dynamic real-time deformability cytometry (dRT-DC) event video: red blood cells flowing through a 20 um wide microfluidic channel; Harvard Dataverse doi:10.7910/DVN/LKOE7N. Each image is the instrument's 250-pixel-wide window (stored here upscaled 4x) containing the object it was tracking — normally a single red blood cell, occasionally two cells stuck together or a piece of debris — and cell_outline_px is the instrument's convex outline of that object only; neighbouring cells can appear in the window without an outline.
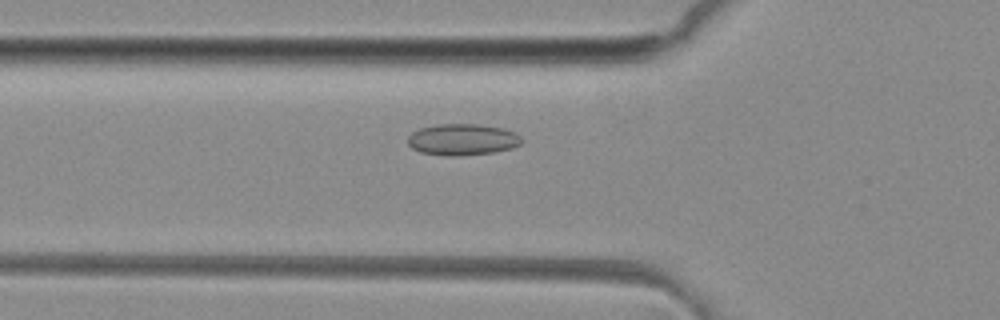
{"species": "common noctule bat (a hibernating species)", "species_latin": "Nyctalus noctula", "temperature_condition": "room temperature", "stored_images_in_passage": 51, "camera_frame_rate_fps": 3000, "um_per_image_px": 0.085, "animal": {"sex": "female", "body_mass_g": 29.2, "forearm_length_mm": 56.3}, "frame": {"image": 1, "passage_image": 18, "time_ms": 5.667, "image_size_px": [1000, 320], "cell_outline_px": [[524, 140], [520, 144], [512, 148], [492, 152], [460, 156], [444, 156], [420, 152], [412, 148], [408, 144], [408, 136], [412, 132], [420, 128], [440, 124], [476, 124], [504, 128], [516, 132]], "centroid_in_image_um": [39.32, 11.86], "position_along_channel_um": 86.5, "area_um2": 20.98}}
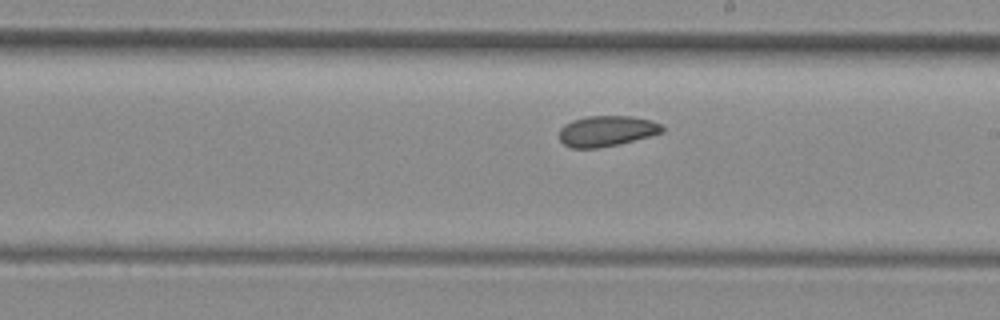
{"frame": {"image": 2, "passage_image": 29, "time_ms": 9.333, "image_size_px": [1000, 320], "cell_outline_px": [[664, 132], [620, 144], [600, 148], [568, 148], [560, 140], [560, 128], [564, 124], [572, 120], [588, 116], [632, 116], [652, 120], [660, 124], [664, 128]], "centroid_in_image_um": [51.56, 11.14], "position_along_channel_um": 237.4, "area_um2": 18.55}}
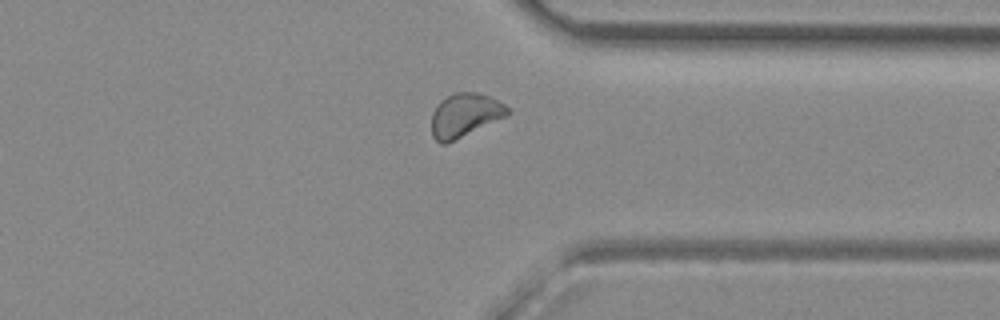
{"frame": {"image": 3, "passage_image": 39, "time_ms": 12.667, "image_size_px": [1000, 320], "cell_outline_px": [[512, 112], [508, 116], [448, 144], [440, 144], [432, 136], [432, 112], [436, 104], [440, 100], [456, 92], [476, 92], [488, 96], [504, 104]], "centroid_in_image_um": [39.51, 9.81], "position_along_channel_um": 371.9, "area_um2": 19.65}, "authors_computed_cell_mechanics": {"area_um2": 19.4786, "velocity_mm_per_s": 4.1083, "shape_relaxation_time_tau1_ms": null, "shape_relaxation_time_tau2_ms": 6.1372, "deformation_change_tau1": null, "deformation_change_tau2": 0.1128}}